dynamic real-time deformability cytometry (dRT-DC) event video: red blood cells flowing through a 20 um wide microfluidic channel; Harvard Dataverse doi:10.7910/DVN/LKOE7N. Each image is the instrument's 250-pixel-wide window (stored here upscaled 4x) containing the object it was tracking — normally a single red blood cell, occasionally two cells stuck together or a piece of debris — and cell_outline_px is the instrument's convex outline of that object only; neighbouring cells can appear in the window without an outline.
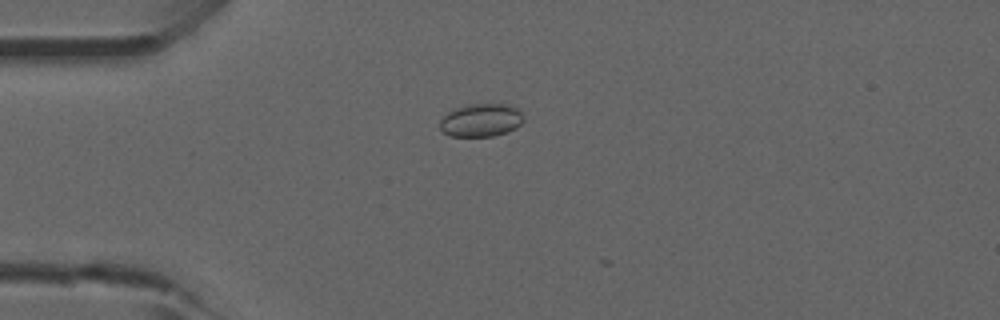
{"species": "common noctule bat (a hibernating species)", "species_latin": "Nyctalus noctula", "temperature_condition": "room temperature", "stored_images_in_passage": 4, "camera_frame_rate_fps": 3000, "um_per_image_px": 0.085, "animal": {"sex": "male", "forearm_length_mm": 52.5}, "frame": {"image": 1, "passage_image": 2, "time_ms": 0.333, "image_size_px": [1000, 320], "cell_outline_px": [[524, 120], [516, 128], [508, 132], [492, 136], [448, 136], [440, 128], [440, 120], [452, 108], [468, 104], [512, 104], [520, 108], [524, 116]], "centroid_in_image_um": [40.93, 10.2], "position_along_channel_um": 44.1, "area_um2": 16.47}}